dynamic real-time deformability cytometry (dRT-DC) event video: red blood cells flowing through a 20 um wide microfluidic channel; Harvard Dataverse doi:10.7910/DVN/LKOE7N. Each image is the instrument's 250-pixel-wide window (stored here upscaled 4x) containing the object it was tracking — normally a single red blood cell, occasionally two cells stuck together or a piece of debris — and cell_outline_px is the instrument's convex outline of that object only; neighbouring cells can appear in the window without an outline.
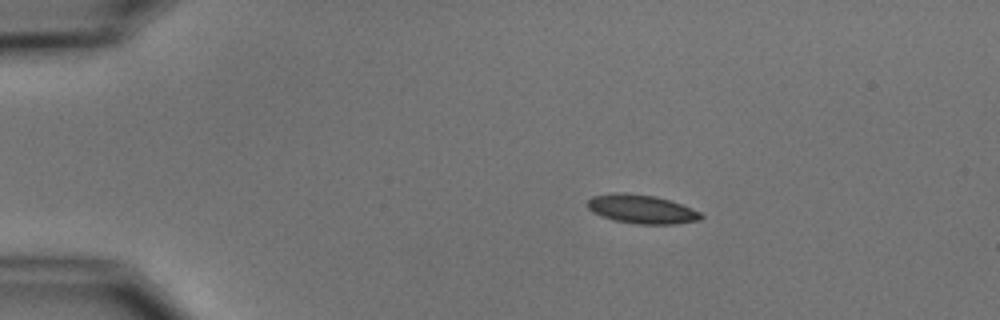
{"species": "common noctule bat (a hibernating species)", "species_latin": "Nyctalus noctula", "temperature_condition": "cold", "stored_images_in_passage": 5, "camera_frame_rate_fps": 3000, "um_per_image_px": 0.085, "animal": {"sex": "male", "body_mass_g": 15.6}, "frame": {"image": 1, "passage_image": 2, "time_ms": 1.333, "image_size_px": [1000, 320], "cell_outline_px": [[704, 216], [700, 220], [676, 224], [636, 224], [616, 220], [592, 212], [584, 204], [592, 196], [612, 192], [624, 192], [656, 196], [692, 208], [700, 212]], "centroid_in_image_um": [54.52, 17.76], "position_along_channel_um": 30.5, "area_um2": 19.13}}
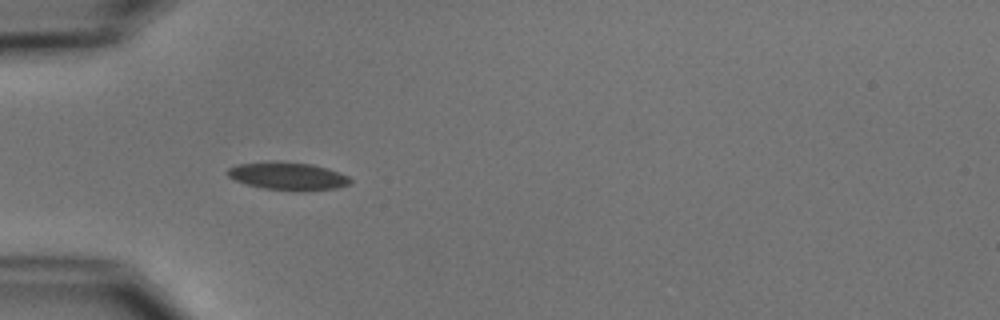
{"frame": {"image": 2, "passage_image": 4, "time_ms": 3.667, "image_size_px": [1000, 320], "cell_outline_px": [[352, 180], [348, 184], [336, 188], [304, 192], [292, 192], [264, 188], [248, 184], [236, 180], [228, 176], [228, 168], [236, 164], [268, 160], [312, 164], [348, 176]], "centroid_in_image_um": [24.44, 14.97], "position_along_channel_um": 60.6, "area_um2": 20.06}}